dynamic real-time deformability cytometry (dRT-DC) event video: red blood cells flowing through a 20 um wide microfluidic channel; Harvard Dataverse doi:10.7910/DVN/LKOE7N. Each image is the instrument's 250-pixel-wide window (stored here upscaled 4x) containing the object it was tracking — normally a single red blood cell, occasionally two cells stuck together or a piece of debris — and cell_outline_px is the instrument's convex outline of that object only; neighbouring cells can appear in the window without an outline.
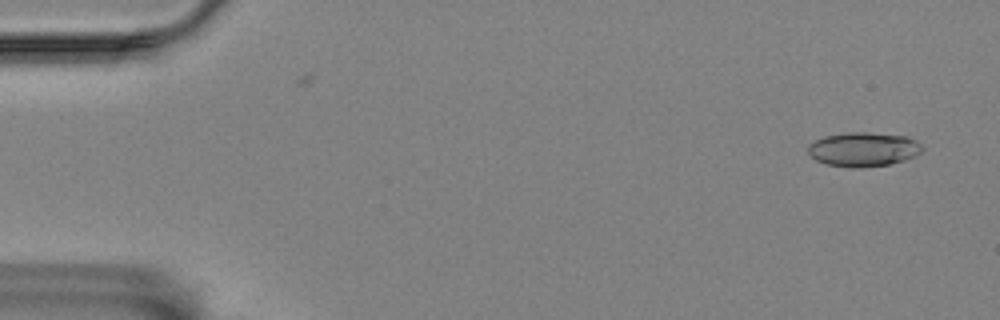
{"species": "Egyptian fruit bat (a non-hibernating species)", "species_latin": "Rousettus aegyptiacus", "temperature_condition": "room temperature", "stored_images_in_passage": 56, "camera_frame_rate_fps": 3000, "um_per_image_px": 0.085, "animal": {"sex": "female"}, "frame": {"image": 1, "passage_image": 2, "time_ms": 0.333, "image_size_px": [1000, 320], "cell_outline_px": [[924, 148], [916, 156], [904, 160], [888, 164], [860, 168], [848, 168], [828, 164], [816, 160], [808, 152], [808, 144], [824, 136], [848, 132], [868, 132], [908, 136], [916, 140]], "centroid_in_image_um": [73.4, 12.69], "position_along_channel_um": 11.6, "area_um2": 22.89}}
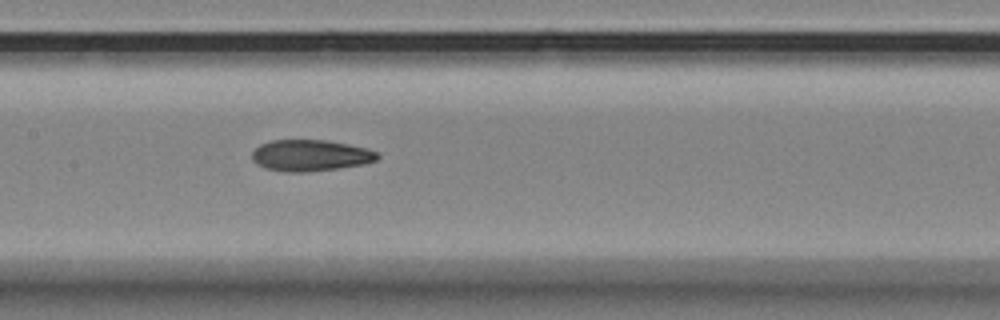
{"frame": {"image": 2, "passage_image": 27, "time_ms": 8.667, "image_size_px": [1000, 320], "cell_outline_px": [[380, 156], [376, 160], [364, 164], [340, 168], [308, 172], [284, 172], [264, 168], [256, 164], [252, 160], [252, 152], [260, 144], [272, 140], [328, 140], [368, 148], [380, 152]], "centroid_in_image_um": [26.4, 13.21], "position_along_channel_um": 181.0, "area_um2": 23.24}}
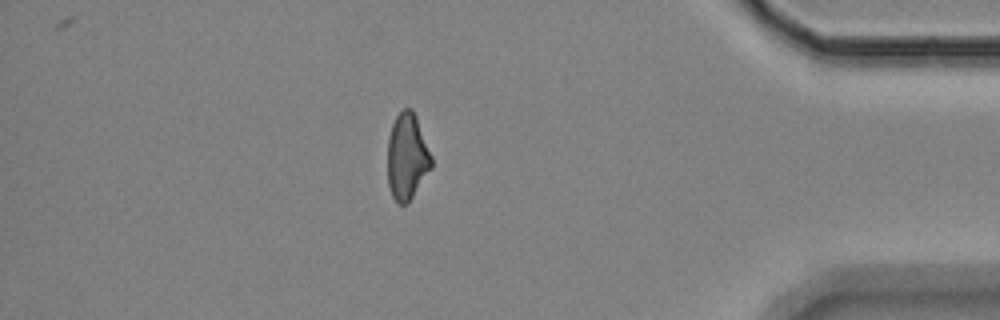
{"frame": {"image": 3, "passage_image": 49, "time_ms": 16.0, "image_size_px": [1000, 320], "cell_outline_px": [[432, 168], [408, 204], [400, 204], [392, 196], [388, 184], [388, 140], [392, 124], [396, 116], [404, 108], [412, 108], [416, 116], [432, 156]], "centroid_in_image_um": [34.61, 13.33], "position_along_channel_um": 400.6, "area_um2": 22.14}, "authors_computed_cell_mechanics": {"area_um2": 22.7443, "velocity_mm_per_s": 3.4766, "shape_relaxation_time_tau1_ms": null, "shape_relaxation_time_tau2_ms": 3.9708, "deformation_change_tau1": null, "deformation_change_tau2": 0.1201}}